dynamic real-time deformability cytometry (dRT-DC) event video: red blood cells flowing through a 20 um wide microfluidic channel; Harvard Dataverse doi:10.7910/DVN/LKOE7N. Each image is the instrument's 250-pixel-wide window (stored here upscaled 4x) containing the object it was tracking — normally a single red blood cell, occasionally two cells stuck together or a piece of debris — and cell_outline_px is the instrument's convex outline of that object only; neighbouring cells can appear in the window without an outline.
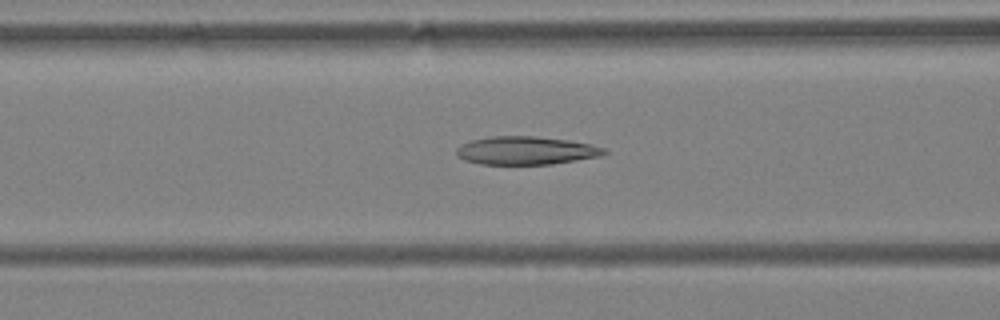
{"species": "Egyptian fruit bat (a non-hibernating species)", "species_latin": "Rousettus aegyptiacus", "temperature_condition": "warm", "stored_images_in_passage": 40, "camera_frame_rate_fps": 3000, "um_per_image_px": 0.085, "animal": {"sex": "female"}, "frame": {"image": 1, "passage_image": 7, "time_ms": 2.0, "image_size_px": [1000, 320], "cell_outline_px": [[608, 152], [600, 156], [552, 164], [480, 164], [464, 160], [456, 156], [456, 148], [460, 144], [472, 140], [492, 136], [536, 136], [568, 140], [592, 144], [604, 148]], "centroid_in_image_um": [44.68, 12.79], "position_along_channel_um": 121.9, "area_um2": 24.33}}
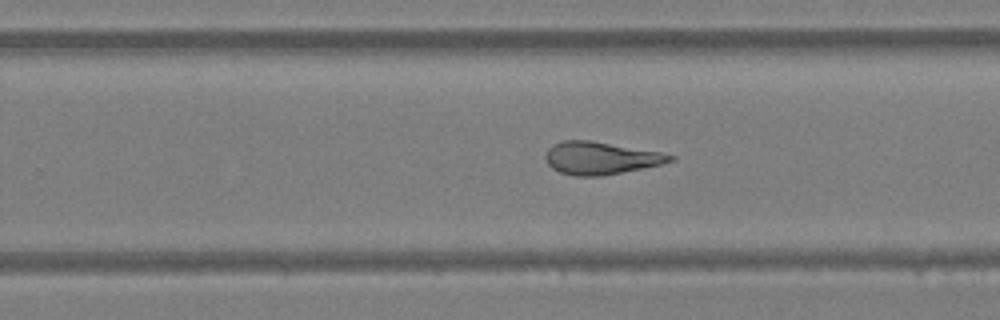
{"frame": {"image": 2, "passage_image": 20, "time_ms": 6.333, "image_size_px": [1000, 320], "cell_outline_px": [[676, 160], [660, 164], [600, 176], [572, 176], [560, 172], [552, 168], [548, 164], [544, 156], [548, 148], [552, 144], [564, 140], [592, 140], [660, 152], [676, 156]], "centroid_in_image_um": [51.02, 13.42], "position_along_channel_um": 278.8, "area_um2": 23.58}}
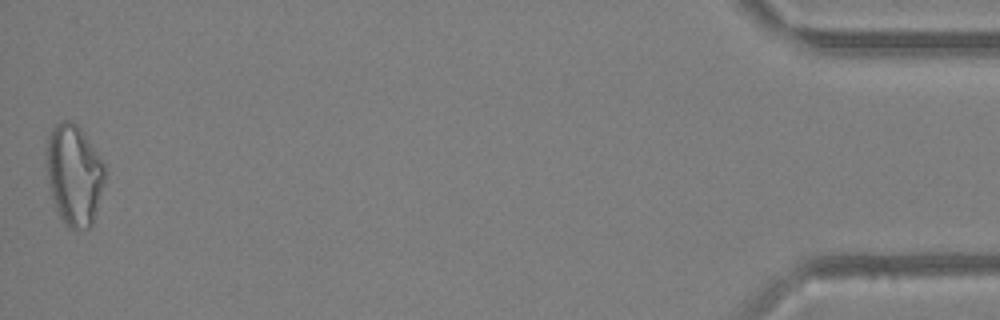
{"frame": {"image": 3, "passage_image": 40, "time_ms": 13.0, "image_size_px": [1000, 320], "cell_outline_px": [[104, 180], [92, 224], [88, 228], [68, 228], [60, 220], [52, 200], [48, 184], [44, 164], [44, 144], [52, 128], [60, 120], [72, 120], [80, 128], [104, 164]], "centroid_in_image_um": [6.21, 14.83], "position_along_channel_um": 429.0, "area_um2": 34.74}, "authors_computed_cell_mechanics": {"area_um2": 24.8251, "velocity_mm_per_s": 3.6289, "shape_relaxation_time_tau1_ms": null, "shape_relaxation_time_tau2_ms": 2.5641, "deformation_change_tau1": null, "deformation_change_tau2": 0.114}}